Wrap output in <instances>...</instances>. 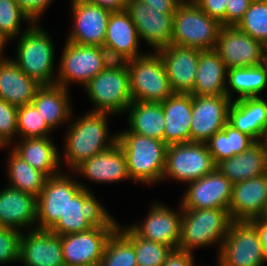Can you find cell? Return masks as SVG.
<instances>
[{
  "label": "cell",
  "instance_id": "cell-50",
  "mask_svg": "<svg viewBox=\"0 0 267 266\" xmlns=\"http://www.w3.org/2000/svg\"><path fill=\"white\" fill-rule=\"evenodd\" d=\"M85 1L109 9L112 12L126 10L128 3V0H85Z\"/></svg>",
  "mask_w": 267,
  "mask_h": 266
},
{
  "label": "cell",
  "instance_id": "cell-46",
  "mask_svg": "<svg viewBox=\"0 0 267 266\" xmlns=\"http://www.w3.org/2000/svg\"><path fill=\"white\" fill-rule=\"evenodd\" d=\"M194 3L210 17L225 26L227 0H195Z\"/></svg>",
  "mask_w": 267,
  "mask_h": 266
},
{
  "label": "cell",
  "instance_id": "cell-11",
  "mask_svg": "<svg viewBox=\"0 0 267 266\" xmlns=\"http://www.w3.org/2000/svg\"><path fill=\"white\" fill-rule=\"evenodd\" d=\"M56 83L68 89L70 83L84 87L103 69L99 46L78 45L69 41L64 44Z\"/></svg>",
  "mask_w": 267,
  "mask_h": 266
},
{
  "label": "cell",
  "instance_id": "cell-40",
  "mask_svg": "<svg viewBox=\"0 0 267 266\" xmlns=\"http://www.w3.org/2000/svg\"><path fill=\"white\" fill-rule=\"evenodd\" d=\"M51 131L53 130L32 103L18 107L17 134L19 137L22 139L49 137Z\"/></svg>",
  "mask_w": 267,
  "mask_h": 266
},
{
  "label": "cell",
  "instance_id": "cell-35",
  "mask_svg": "<svg viewBox=\"0 0 267 266\" xmlns=\"http://www.w3.org/2000/svg\"><path fill=\"white\" fill-rule=\"evenodd\" d=\"M254 143L250 136L241 133L229 123L205 142L215 164L243 153Z\"/></svg>",
  "mask_w": 267,
  "mask_h": 266
},
{
  "label": "cell",
  "instance_id": "cell-31",
  "mask_svg": "<svg viewBox=\"0 0 267 266\" xmlns=\"http://www.w3.org/2000/svg\"><path fill=\"white\" fill-rule=\"evenodd\" d=\"M68 92V89L57 84L42 85L32 100V104L52 130L65 121L69 122L72 115Z\"/></svg>",
  "mask_w": 267,
  "mask_h": 266
},
{
  "label": "cell",
  "instance_id": "cell-6",
  "mask_svg": "<svg viewBox=\"0 0 267 266\" xmlns=\"http://www.w3.org/2000/svg\"><path fill=\"white\" fill-rule=\"evenodd\" d=\"M81 185L82 188L69 199L63 216L49 230L62 236L84 232L93 227H118L119 223H116L90 189L83 183Z\"/></svg>",
  "mask_w": 267,
  "mask_h": 266
},
{
  "label": "cell",
  "instance_id": "cell-2",
  "mask_svg": "<svg viewBox=\"0 0 267 266\" xmlns=\"http://www.w3.org/2000/svg\"><path fill=\"white\" fill-rule=\"evenodd\" d=\"M117 143L126 156L131 180L146 184L162 182L168 148L164 141L125 130L117 134Z\"/></svg>",
  "mask_w": 267,
  "mask_h": 266
},
{
  "label": "cell",
  "instance_id": "cell-3",
  "mask_svg": "<svg viewBox=\"0 0 267 266\" xmlns=\"http://www.w3.org/2000/svg\"><path fill=\"white\" fill-rule=\"evenodd\" d=\"M233 222L228 209L182 208L181 238L178 250L193 253L198 247L220 243L221 248Z\"/></svg>",
  "mask_w": 267,
  "mask_h": 266
},
{
  "label": "cell",
  "instance_id": "cell-8",
  "mask_svg": "<svg viewBox=\"0 0 267 266\" xmlns=\"http://www.w3.org/2000/svg\"><path fill=\"white\" fill-rule=\"evenodd\" d=\"M218 249V266H263L267 262L257 232V219L233 221Z\"/></svg>",
  "mask_w": 267,
  "mask_h": 266
},
{
  "label": "cell",
  "instance_id": "cell-52",
  "mask_svg": "<svg viewBox=\"0 0 267 266\" xmlns=\"http://www.w3.org/2000/svg\"><path fill=\"white\" fill-rule=\"evenodd\" d=\"M9 38L7 36H5L1 31H0V60L1 59H6L7 57H3L2 55V51L5 47V43H8L9 42ZM8 41V42H7Z\"/></svg>",
  "mask_w": 267,
  "mask_h": 266
},
{
  "label": "cell",
  "instance_id": "cell-14",
  "mask_svg": "<svg viewBox=\"0 0 267 266\" xmlns=\"http://www.w3.org/2000/svg\"><path fill=\"white\" fill-rule=\"evenodd\" d=\"M126 11L130 14L140 39H144L154 52L171 44L174 13H162V10L153 9L139 0H128Z\"/></svg>",
  "mask_w": 267,
  "mask_h": 266
},
{
  "label": "cell",
  "instance_id": "cell-28",
  "mask_svg": "<svg viewBox=\"0 0 267 266\" xmlns=\"http://www.w3.org/2000/svg\"><path fill=\"white\" fill-rule=\"evenodd\" d=\"M0 60V98L14 106L31 104L42 86L22 72L13 59Z\"/></svg>",
  "mask_w": 267,
  "mask_h": 266
},
{
  "label": "cell",
  "instance_id": "cell-27",
  "mask_svg": "<svg viewBox=\"0 0 267 266\" xmlns=\"http://www.w3.org/2000/svg\"><path fill=\"white\" fill-rule=\"evenodd\" d=\"M216 168L232 183L267 173V147L265 142L257 141L243 153L221 160Z\"/></svg>",
  "mask_w": 267,
  "mask_h": 266
},
{
  "label": "cell",
  "instance_id": "cell-16",
  "mask_svg": "<svg viewBox=\"0 0 267 266\" xmlns=\"http://www.w3.org/2000/svg\"><path fill=\"white\" fill-rule=\"evenodd\" d=\"M232 103L226 95H192L191 141L205 143L228 123Z\"/></svg>",
  "mask_w": 267,
  "mask_h": 266
},
{
  "label": "cell",
  "instance_id": "cell-26",
  "mask_svg": "<svg viewBox=\"0 0 267 266\" xmlns=\"http://www.w3.org/2000/svg\"><path fill=\"white\" fill-rule=\"evenodd\" d=\"M74 172L99 183L130 180L126 156L118 143L110 149L87 159Z\"/></svg>",
  "mask_w": 267,
  "mask_h": 266
},
{
  "label": "cell",
  "instance_id": "cell-7",
  "mask_svg": "<svg viewBox=\"0 0 267 266\" xmlns=\"http://www.w3.org/2000/svg\"><path fill=\"white\" fill-rule=\"evenodd\" d=\"M128 71L133 101L161 103L174 93L158 52L131 59Z\"/></svg>",
  "mask_w": 267,
  "mask_h": 266
},
{
  "label": "cell",
  "instance_id": "cell-56",
  "mask_svg": "<svg viewBox=\"0 0 267 266\" xmlns=\"http://www.w3.org/2000/svg\"><path fill=\"white\" fill-rule=\"evenodd\" d=\"M263 141L265 142V145H266V147H267V132H266V135H265V138H264Z\"/></svg>",
  "mask_w": 267,
  "mask_h": 266
},
{
  "label": "cell",
  "instance_id": "cell-29",
  "mask_svg": "<svg viewBox=\"0 0 267 266\" xmlns=\"http://www.w3.org/2000/svg\"><path fill=\"white\" fill-rule=\"evenodd\" d=\"M227 68L215 49L201 50L193 90L194 96L226 95Z\"/></svg>",
  "mask_w": 267,
  "mask_h": 266
},
{
  "label": "cell",
  "instance_id": "cell-19",
  "mask_svg": "<svg viewBox=\"0 0 267 266\" xmlns=\"http://www.w3.org/2000/svg\"><path fill=\"white\" fill-rule=\"evenodd\" d=\"M180 212L161 203H153L142 224L129 226L139 237L178 250L181 238L182 207Z\"/></svg>",
  "mask_w": 267,
  "mask_h": 266
},
{
  "label": "cell",
  "instance_id": "cell-5",
  "mask_svg": "<svg viewBox=\"0 0 267 266\" xmlns=\"http://www.w3.org/2000/svg\"><path fill=\"white\" fill-rule=\"evenodd\" d=\"M221 23L194 2H180L174 13L171 44L200 50L215 49Z\"/></svg>",
  "mask_w": 267,
  "mask_h": 266
},
{
  "label": "cell",
  "instance_id": "cell-34",
  "mask_svg": "<svg viewBox=\"0 0 267 266\" xmlns=\"http://www.w3.org/2000/svg\"><path fill=\"white\" fill-rule=\"evenodd\" d=\"M226 96L233 101L246 97H259L267 87V74L261 65L230 68L227 70ZM232 90V91H231Z\"/></svg>",
  "mask_w": 267,
  "mask_h": 266
},
{
  "label": "cell",
  "instance_id": "cell-13",
  "mask_svg": "<svg viewBox=\"0 0 267 266\" xmlns=\"http://www.w3.org/2000/svg\"><path fill=\"white\" fill-rule=\"evenodd\" d=\"M215 50L227 69L261 65L265 45L236 26H222Z\"/></svg>",
  "mask_w": 267,
  "mask_h": 266
},
{
  "label": "cell",
  "instance_id": "cell-42",
  "mask_svg": "<svg viewBox=\"0 0 267 266\" xmlns=\"http://www.w3.org/2000/svg\"><path fill=\"white\" fill-rule=\"evenodd\" d=\"M18 107L0 98V148L3 149L14 141L17 134ZM11 141V142H10Z\"/></svg>",
  "mask_w": 267,
  "mask_h": 266
},
{
  "label": "cell",
  "instance_id": "cell-54",
  "mask_svg": "<svg viewBox=\"0 0 267 266\" xmlns=\"http://www.w3.org/2000/svg\"><path fill=\"white\" fill-rule=\"evenodd\" d=\"M76 266H100V263H91V264L76 265Z\"/></svg>",
  "mask_w": 267,
  "mask_h": 266
},
{
  "label": "cell",
  "instance_id": "cell-32",
  "mask_svg": "<svg viewBox=\"0 0 267 266\" xmlns=\"http://www.w3.org/2000/svg\"><path fill=\"white\" fill-rule=\"evenodd\" d=\"M140 37L130 14L126 11L111 12L104 45L116 49L130 60L144 55L138 50Z\"/></svg>",
  "mask_w": 267,
  "mask_h": 266
},
{
  "label": "cell",
  "instance_id": "cell-33",
  "mask_svg": "<svg viewBox=\"0 0 267 266\" xmlns=\"http://www.w3.org/2000/svg\"><path fill=\"white\" fill-rule=\"evenodd\" d=\"M128 113V130L163 141L165 120L161 103L132 101Z\"/></svg>",
  "mask_w": 267,
  "mask_h": 266
},
{
  "label": "cell",
  "instance_id": "cell-4",
  "mask_svg": "<svg viewBox=\"0 0 267 266\" xmlns=\"http://www.w3.org/2000/svg\"><path fill=\"white\" fill-rule=\"evenodd\" d=\"M38 22L30 24L24 32L17 37V58L13 61L27 76L41 85H54V44L52 38Z\"/></svg>",
  "mask_w": 267,
  "mask_h": 266
},
{
  "label": "cell",
  "instance_id": "cell-18",
  "mask_svg": "<svg viewBox=\"0 0 267 266\" xmlns=\"http://www.w3.org/2000/svg\"><path fill=\"white\" fill-rule=\"evenodd\" d=\"M118 227H93L61 236L65 266L100 263L108 239Z\"/></svg>",
  "mask_w": 267,
  "mask_h": 266
},
{
  "label": "cell",
  "instance_id": "cell-15",
  "mask_svg": "<svg viewBox=\"0 0 267 266\" xmlns=\"http://www.w3.org/2000/svg\"><path fill=\"white\" fill-rule=\"evenodd\" d=\"M73 27L66 41L85 46L104 45L111 10L85 0H72Z\"/></svg>",
  "mask_w": 267,
  "mask_h": 266
},
{
  "label": "cell",
  "instance_id": "cell-36",
  "mask_svg": "<svg viewBox=\"0 0 267 266\" xmlns=\"http://www.w3.org/2000/svg\"><path fill=\"white\" fill-rule=\"evenodd\" d=\"M8 160V186L32 194L37 198L44 188L48 177L41 171L33 168L13 150L10 152Z\"/></svg>",
  "mask_w": 267,
  "mask_h": 266
},
{
  "label": "cell",
  "instance_id": "cell-22",
  "mask_svg": "<svg viewBox=\"0 0 267 266\" xmlns=\"http://www.w3.org/2000/svg\"><path fill=\"white\" fill-rule=\"evenodd\" d=\"M200 49L167 45L157 52L163 59L174 93H190L196 80Z\"/></svg>",
  "mask_w": 267,
  "mask_h": 266
},
{
  "label": "cell",
  "instance_id": "cell-9",
  "mask_svg": "<svg viewBox=\"0 0 267 266\" xmlns=\"http://www.w3.org/2000/svg\"><path fill=\"white\" fill-rule=\"evenodd\" d=\"M216 168L205 143L186 142L168 145L162 180L190 183L210 174Z\"/></svg>",
  "mask_w": 267,
  "mask_h": 266
},
{
  "label": "cell",
  "instance_id": "cell-47",
  "mask_svg": "<svg viewBox=\"0 0 267 266\" xmlns=\"http://www.w3.org/2000/svg\"><path fill=\"white\" fill-rule=\"evenodd\" d=\"M33 22L39 21L53 0H15Z\"/></svg>",
  "mask_w": 267,
  "mask_h": 266
},
{
  "label": "cell",
  "instance_id": "cell-1",
  "mask_svg": "<svg viewBox=\"0 0 267 266\" xmlns=\"http://www.w3.org/2000/svg\"><path fill=\"white\" fill-rule=\"evenodd\" d=\"M107 116L109 113L90 111L72 121L66 133L64 149V158L70 171H75L87 159L117 143V134L108 135Z\"/></svg>",
  "mask_w": 267,
  "mask_h": 266
},
{
  "label": "cell",
  "instance_id": "cell-23",
  "mask_svg": "<svg viewBox=\"0 0 267 266\" xmlns=\"http://www.w3.org/2000/svg\"><path fill=\"white\" fill-rule=\"evenodd\" d=\"M37 198L11 186L0 191V227L21 231L37 222ZM29 226V227H28Z\"/></svg>",
  "mask_w": 267,
  "mask_h": 266
},
{
  "label": "cell",
  "instance_id": "cell-48",
  "mask_svg": "<svg viewBox=\"0 0 267 266\" xmlns=\"http://www.w3.org/2000/svg\"><path fill=\"white\" fill-rule=\"evenodd\" d=\"M193 255L189 252L173 250L162 266H195Z\"/></svg>",
  "mask_w": 267,
  "mask_h": 266
},
{
  "label": "cell",
  "instance_id": "cell-51",
  "mask_svg": "<svg viewBox=\"0 0 267 266\" xmlns=\"http://www.w3.org/2000/svg\"><path fill=\"white\" fill-rule=\"evenodd\" d=\"M257 232L262 243L264 256L267 261V221L265 219H257Z\"/></svg>",
  "mask_w": 267,
  "mask_h": 266
},
{
  "label": "cell",
  "instance_id": "cell-25",
  "mask_svg": "<svg viewBox=\"0 0 267 266\" xmlns=\"http://www.w3.org/2000/svg\"><path fill=\"white\" fill-rule=\"evenodd\" d=\"M161 104L165 120L163 141L167 145L190 142L192 95L173 93Z\"/></svg>",
  "mask_w": 267,
  "mask_h": 266
},
{
  "label": "cell",
  "instance_id": "cell-53",
  "mask_svg": "<svg viewBox=\"0 0 267 266\" xmlns=\"http://www.w3.org/2000/svg\"><path fill=\"white\" fill-rule=\"evenodd\" d=\"M261 66L264 68L265 73L267 74V51L265 50L263 53V58L261 61Z\"/></svg>",
  "mask_w": 267,
  "mask_h": 266
},
{
  "label": "cell",
  "instance_id": "cell-21",
  "mask_svg": "<svg viewBox=\"0 0 267 266\" xmlns=\"http://www.w3.org/2000/svg\"><path fill=\"white\" fill-rule=\"evenodd\" d=\"M267 208V173L233 184L229 213L233 221L262 218Z\"/></svg>",
  "mask_w": 267,
  "mask_h": 266
},
{
  "label": "cell",
  "instance_id": "cell-39",
  "mask_svg": "<svg viewBox=\"0 0 267 266\" xmlns=\"http://www.w3.org/2000/svg\"><path fill=\"white\" fill-rule=\"evenodd\" d=\"M236 27L266 46L267 0H252Z\"/></svg>",
  "mask_w": 267,
  "mask_h": 266
},
{
  "label": "cell",
  "instance_id": "cell-30",
  "mask_svg": "<svg viewBox=\"0 0 267 266\" xmlns=\"http://www.w3.org/2000/svg\"><path fill=\"white\" fill-rule=\"evenodd\" d=\"M51 137L20 139L11 148L18 156L47 177L59 175L62 158ZM58 171V172H57Z\"/></svg>",
  "mask_w": 267,
  "mask_h": 266
},
{
  "label": "cell",
  "instance_id": "cell-41",
  "mask_svg": "<svg viewBox=\"0 0 267 266\" xmlns=\"http://www.w3.org/2000/svg\"><path fill=\"white\" fill-rule=\"evenodd\" d=\"M23 20L28 24L34 23L15 0H0V31L5 36L10 40L18 37Z\"/></svg>",
  "mask_w": 267,
  "mask_h": 266
},
{
  "label": "cell",
  "instance_id": "cell-37",
  "mask_svg": "<svg viewBox=\"0 0 267 266\" xmlns=\"http://www.w3.org/2000/svg\"><path fill=\"white\" fill-rule=\"evenodd\" d=\"M118 229L133 243L137 266H162L173 249L139 237L129 226Z\"/></svg>",
  "mask_w": 267,
  "mask_h": 266
},
{
  "label": "cell",
  "instance_id": "cell-24",
  "mask_svg": "<svg viewBox=\"0 0 267 266\" xmlns=\"http://www.w3.org/2000/svg\"><path fill=\"white\" fill-rule=\"evenodd\" d=\"M228 123L255 142L267 132V101L261 96L233 100L228 111Z\"/></svg>",
  "mask_w": 267,
  "mask_h": 266
},
{
  "label": "cell",
  "instance_id": "cell-10",
  "mask_svg": "<svg viewBox=\"0 0 267 266\" xmlns=\"http://www.w3.org/2000/svg\"><path fill=\"white\" fill-rule=\"evenodd\" d=\"M84 89L94 103L93 112L123 114L133 101L128 69H103Z\"/></svg>",
  "mask_w": 267,
  "mask_h": 266
},
{
  "label": "cell",
  "instance_id": "cell-20",
  "mask_svg": "<svg viewBox=\"0 0 267 266\" xmlns=\"http://www.w3.org/2000/svg\"><path fill=\"white\" fill-rule=\"evenodd\" d=\"M19 261L24 266H65L61 235L35 226L28 234L21 233Z\"/></svg>",
  "mask_w": 267,
  "mask_h": 266
},
{
  "label": "cell",
  "instance_id": "cell-44",
  "mask_svg": "<svg viewBox=\"0 0 267 266\" xmlns=\"http://www.w3.org/2000/svg\"><path fill=\"white\" fill-rule=\"evenodd\" d=\"M99 52L105 70L128 69L130 59L116 49L100 45Z\"/></svg>",
  "mask_w": 267,
  "mask_h": 266
},
{
  "label": "cell",
  "instance_id": "cell-57",
  "mask_svg": "<svg viewBox=\"0 0 267 266\" xmlns=\"http://www.w3.org/2000/svg\"><path fill=\"white\" fill-rule=\"evenodd\" d=\"M181 2H194L195 0H180Z\"/></svg>",
  "mask_w": 267,
  "mask_h": 266
},
{
  "label": "cell",
  "instance_id": "cell-49",
  "mask_svg": "<svg viewBox=\"0 0 267 266\" xmlns=\"http://www.w3.org/2000/svg\"><path fill=\"white\" fill-rule=\"evenodd\" d=\"M156 10H162V13H175L180 0H139Z\"/></svg>",
  "mask_w": 267,
  "mask_h": 266
},
{
  "label": "cell",
  "instance_id": "cell-43",
  "mask_svg": "<svg viewBox=\"0 0 267 266\" xmlns=\"http://www.w3.org/2000/svg\"><path fill=\"white\" fill-rule=\"evenodd\" d=\"M20 238L21 231L0 227V264L19 261Z\"/></svg>",
  "mask_w": 267,
  "mask_h": 266
},
{
  "label": "cell",
  "instance_id": "cell-12",
  "mask_svg": "<svg viewBox=\"0 0 267 266\" xmlns=\"http://www.w3.org/2000/svg\"><path fill=\"white\" fill-rule=\"evenodd\" d=\"M81 183L68 174L48 177L37 197V229H50L63 216L67 203L80 189Z\"/></svg>",
  "mask_w": 267,
  "mask_h": 266
},
{
  "label": "cell",
  "instance_id": "cell-55",
  "mask_svg": "<svg viewBox=\"0 0 267 266\" xmlns=\"http://www.w3.org/2000/svg\"><path fill=\"white\" fill-rule=\"evenodd\" d=\"M262 218L267 221V208H266V211H265L264 215L262 216Z\"/></svg>",
  "mask_w": 267,
  "mask_h": 266
},
{
  "label": "cell",
  "instance_id": "cell-17",
  "mask_svg": "<svg viewBox=\"0 0 267 266\" xmlns=\"http://www.w3.org/2000/svg\"><path fill=\"white\" fill-rule=\"evenodd\" d=\"M232 191L233 184L215 168L210 174L188 184L180 205L190 209H229Z\"/></svg>",
  "mask_w": 267,
  "mask_h": 266
},
{
  "label": "cell",
  "instance_id": "cell-38",
  "mask_svg": "<svg viewBox=\"0 0 267 266\" xmlns=\"http://www.w3.org/2000/svg\"><path fill=\"white\" fill-rule=\"evenodd\" d=\"M100 266H137L133 243L118 228L107 241Z\"/></svg>",
  "mask_w": 267,
  "mask_h": 266
},
{
  "label": "cell",
  "instance_id": "cell-45",
  "mask_svg": "<svg viewBox=\"0 0 267 266\" xmlns=\"http://www.w3.org/2000/svg\"><path fill=\"white\" fill-rule=\"evenodd\" d=\"M252 0H227L225 26H236L248 10Z\"/></svg>",
  "mask_w": 267,
  "mask_h": 266
}]
</instances>
